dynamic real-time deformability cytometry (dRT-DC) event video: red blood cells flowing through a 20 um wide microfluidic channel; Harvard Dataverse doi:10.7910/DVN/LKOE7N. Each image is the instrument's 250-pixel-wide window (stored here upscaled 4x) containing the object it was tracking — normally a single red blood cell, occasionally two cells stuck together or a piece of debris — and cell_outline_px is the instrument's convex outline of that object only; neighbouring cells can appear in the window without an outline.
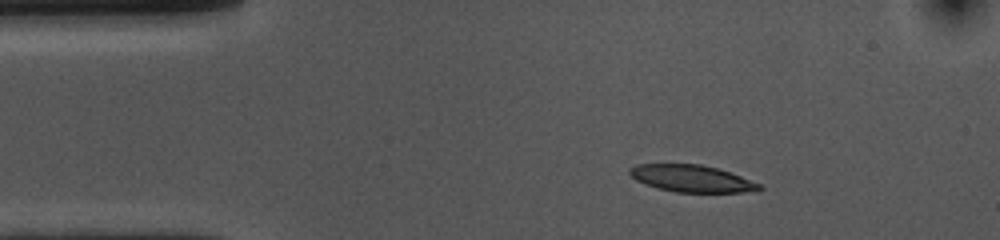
{"species": "common noctule bat (a hibernating species)", "species_latin": "Nyctalus noctula", "temperature_condition": "cold", "stored_images_in_passage": 46, "camera_frame_rate_fps": 3000, "um_per_image_px": 0.085, "animal": {"sex": "female", "body_mass_g": 10.0, "forearm_length_mm": 53.1}, "frame": {"image": 1, "passage_image": 1, "time_ms": 0.0, "image_size_px": [1000, 240], "cell_outline_px": [[764, 188], [760, 192], [676, 192], [656, 188], [636, 180], [628, 172], [628, 168], [636, 164], [700, 164], [716, 168], [740, 176], [760, 184]], "centroid_in_image_um": [58.8, 15.18], "position_along_channel_um": 26.2, "area_um2": 20.4}}
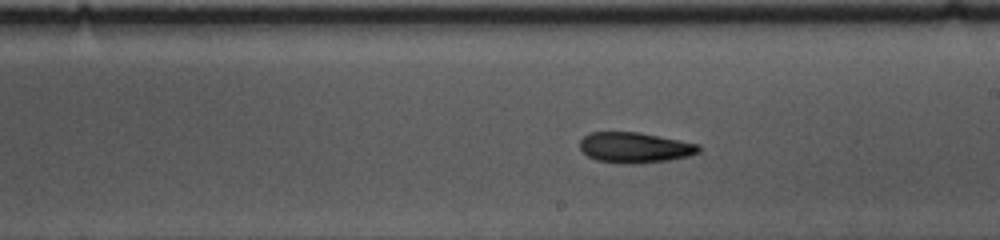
{"frame": {"image": 2, "passage_image": 22, "time_ms": 7.0, "image_size_px": [1000, 240], "cell_outline_px": [[700, 152], [688, 156], [668, 160], [636, 164], [624, 164], [596, 160], [588, 156], [580, 148], [580, 140], [588, 132], [640, 132], [700, 144]], "centroid_in_image_um": [53.96, 12.54], "position_along_channel_um": 235.0, "area_um2": 21.27}}
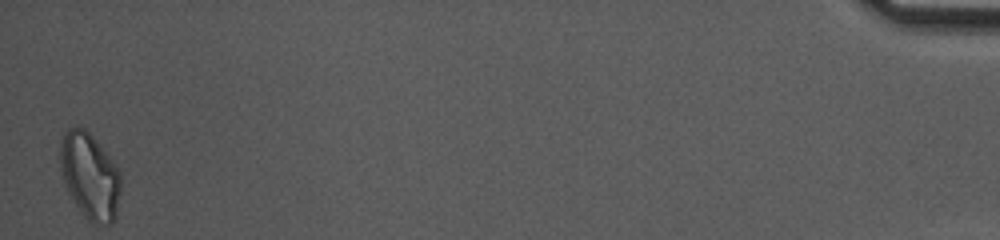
{"frame": {"image": 3, "passage_image": 46, "time_ms": 15.0, "image_size_px": [1000, 240], "cell_outline_px": [[120, 188], [116, 220], [112, 224], [92, 224], [80, 212], [68, 192], [64, 184], [60, 168], [60, 140], [64, 132], [68, 128], [84, 128], [100, 144], [112, 160], [120, 172]], "centroid_in_image_um": [7.63, 14.99], "position_along_channel_um": 427.6, "area_um2": 30.63}, "authors_computed_cell_mechanics": {"area_um2": 21.5594, "velocity_mm_per_s": 3.6406, "shape_relaxation_time_tau1_ms": 3.5636, "shape_relaxation_time_tau2_ms": null, "deformation_change_tau1": 0.1352, "deformation_change_tau2": null}}